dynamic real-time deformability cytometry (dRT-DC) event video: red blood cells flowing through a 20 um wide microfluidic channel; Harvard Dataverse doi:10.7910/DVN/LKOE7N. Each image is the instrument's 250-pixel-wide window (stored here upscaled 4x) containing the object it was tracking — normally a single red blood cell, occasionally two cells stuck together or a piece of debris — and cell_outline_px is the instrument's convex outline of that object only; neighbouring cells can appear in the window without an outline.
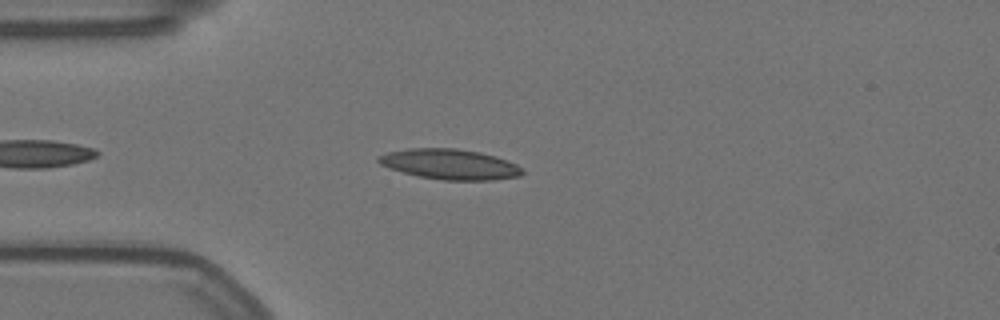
{"species": "Egyptian fruit bat (a non-hibernating species)", "species_latin": "Rousettus aegyptiacus", "temperature_condition": "warm", "stored_images_in_passage": 39, "camera_frame_rate_fps": 3000, "um_per_image_px": 0.085, "animal": {"sex": "female"}, "frame": {"image": 1, "passage_image": 6, "time_ms": 1.667, "image_size_px": [1000, 320], "cell_outline_px": [[524, 172], [520, 176], [492, 180], [444, 180], [420, 176], [404, 172], [380, 164], [376, 160], [376, 156], [388, 152], [408, 148], [456, 148], [480, 152], [496, 156], [508, 160], [516, 164]], "centroid_in_image_um": [38.25, 13.95], "position_along_channel_um": 46.8, "area_um2": 25.32}}
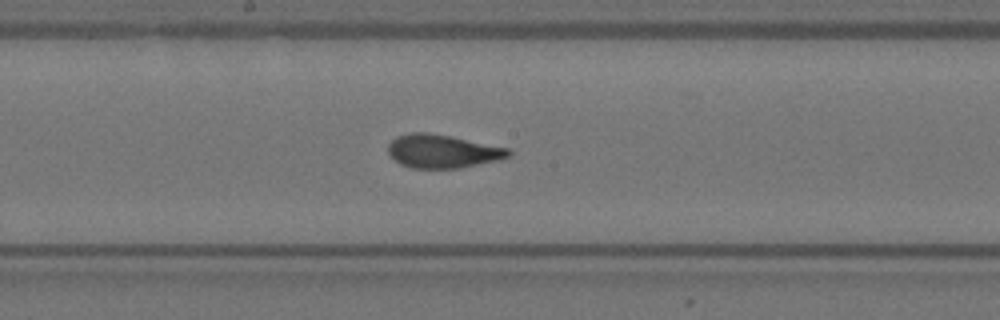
{"frame": {"image": 2, "passage_image": 21, "time_ms": 6.667, "image_size_px": [1000, 320], "cell_outline_px": [[512, 156], [500, 160], [460, 168], [412, 168], [400, 164], [388, 152], [388, 144], [396, 136], [412, 132], [428, 132], [508, 148], [512, 152]], "centroid_in_image_um": [37.63, 12.86], "position_along_channel_um": 210.6, "area_um2": 23.35}}
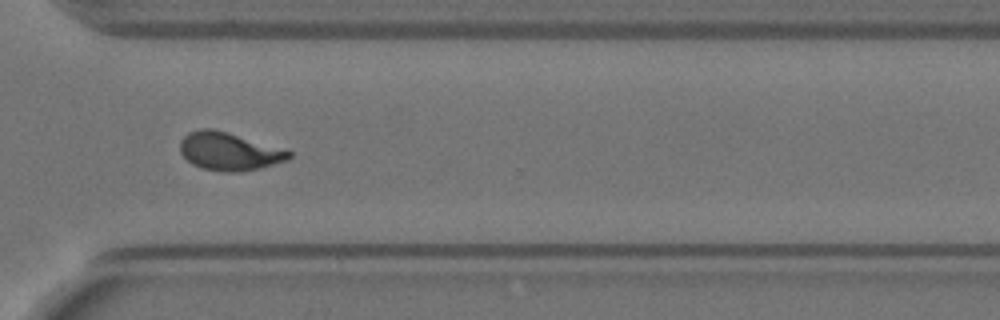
{"frame": {"image": 3, "passage_image": 33, "time_ms": 10.667, "image_size_px": [1000, 320], "cell_outline_px": [[292, 156], [288, 160], [260, 168], [240, 172], [224, 172], [200, 168], [192, 164], [180, 152], [180, 140], [188, 132], [200, 128], [212, 128], [288, 148], [292, 152]], "centroid_in_image_um": [19.52, 12.86], "position_along_channel_um": 351.1, "area_um2": 24.62}, "authors_computed_cell_mechanics": {"area_um2": 23.987, "velocity_mm_per_s": 3.5251, "shape_relaxation_time_tau1_ms": null, "shape_relaxation_time_tau2_ms": 0.9388, "deformation_change_tau1": null, "deformation_change_tau2": 0.071}}